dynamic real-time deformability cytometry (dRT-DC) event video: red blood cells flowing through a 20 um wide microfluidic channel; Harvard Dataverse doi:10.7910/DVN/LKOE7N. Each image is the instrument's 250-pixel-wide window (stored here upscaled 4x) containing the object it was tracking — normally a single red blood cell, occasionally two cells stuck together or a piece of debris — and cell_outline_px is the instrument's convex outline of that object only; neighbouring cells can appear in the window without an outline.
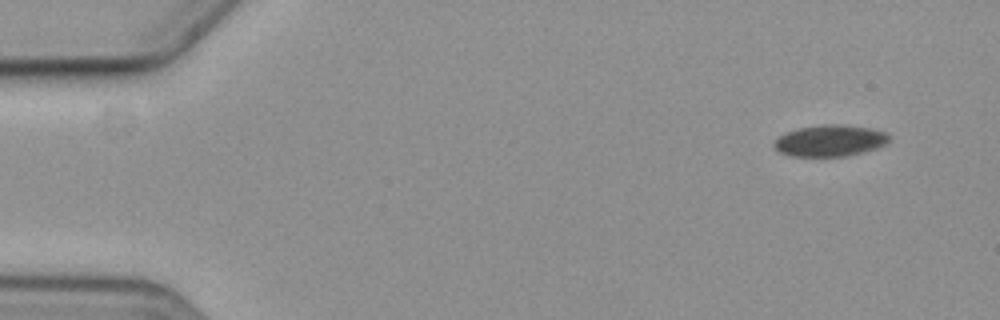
{"species": "common noctule bat (a hibernating species)", "species_latin": "Nyctalus noctula", "temperature_condition": "cold", "stored_images_in_passage": 5, "camera_frame_rate_fps": 3000, "um_per_image_px": 0.085, "animal": {"sex": "female", "body_mass_g": 19.3, "forearm_length_mm": 54.1}, "frame": {"image": 1, "passage_image": 1, "time_ms": 0.0, "image_size_px": [1000, 320], "cell_outline_px": [[892, 140], [888, 144], [864, 152], [844, 156], [792, 156], [776, 152], [772, 144], [784, 132], [800, 128], [824, 124], [844, 124], [872, 128], [888, 132], [892, 136]], "centroid_in_image_um": [70.6, 11.95], "position_along_channel_um": 14.4, "area_um2": 21.56}}